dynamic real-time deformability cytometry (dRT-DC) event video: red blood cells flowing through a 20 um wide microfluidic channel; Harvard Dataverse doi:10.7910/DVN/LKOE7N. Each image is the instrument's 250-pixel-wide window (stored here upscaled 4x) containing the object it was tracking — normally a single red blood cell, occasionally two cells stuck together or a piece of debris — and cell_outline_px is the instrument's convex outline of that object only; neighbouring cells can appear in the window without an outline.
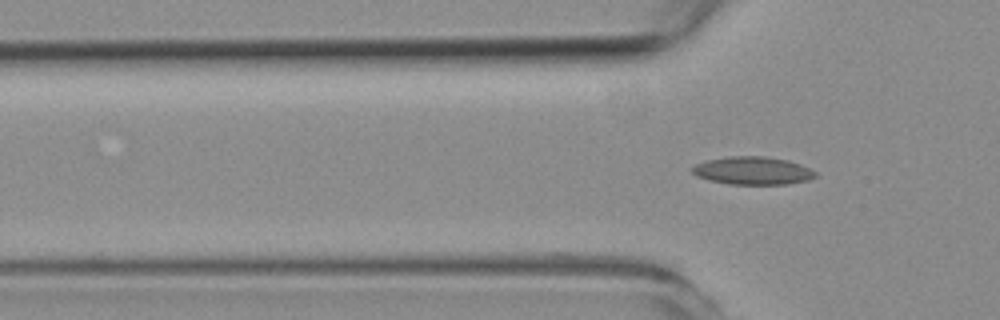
{"species": "common noctule bat (a hibernating species)", "species_latin": "Nyctalus noctula", "temperature_condition": "room temperature", "stored_images_in_passage": 13, "camera_frame_rate_fps": 3000, "um_per_image_px": 0.085, "animal": {"sex": "female", "body_mass_g": 19.3, "forearm_length_mm": 54.1}, "frame": {"image": 1, "passage_image": 13, "time_ms": 4.0, "image_size_px": [1000, 320], "cell_outline_px": [[816, 176], [808, 180], [788, 184], [728, 184], [708, 180], [696, 176], [688, 168], [696, 164], [708, 160], [732, 156], [764, 156], [788, 160], [800, 164], [816, 172]], "centroid_in_image_um": [63.95, 14.51], "position_along_channel_um": 61.9, "area_um2": 20.06}}